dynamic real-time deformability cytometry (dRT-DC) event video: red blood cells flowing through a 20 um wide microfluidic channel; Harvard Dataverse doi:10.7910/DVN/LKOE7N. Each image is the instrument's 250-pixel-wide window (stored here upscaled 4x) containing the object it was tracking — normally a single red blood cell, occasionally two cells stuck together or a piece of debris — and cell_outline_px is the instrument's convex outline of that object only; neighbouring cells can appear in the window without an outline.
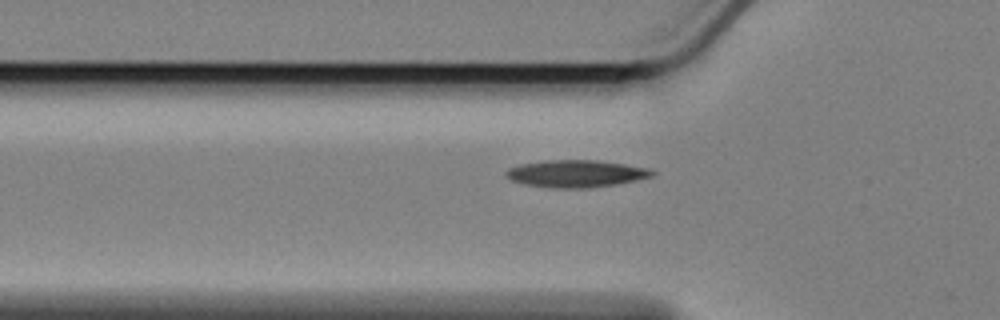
{"species": "Egyptian fruit bat (a non-hibernating species)", "species_latin": "Rousettus aegyptiacus", "temperature_condition": "cold", "stored_images_in_passage": 42, "camera_frame_rate_fps": 3000, "um_per_image_px": 0.085, "animal": {"sex": "female"}, "frame": {"image": 1, "passage_image": 7, "time_ms": 2.0, "image_size_px": [1000, 320], "cell_outline_px": [[656, 172], [652, 176], [636, 180], [616, 184], [588, 188], [552, 188], [524, 184], [512, 180], [504, 176], [504, 172], [508, 168], [520, 164], [544, 160], [596, 160], [652, 168]], "centroid_in_image_um": [48.95, 14.75], "position_along_channel_um": 76.9, "area_um2": 23.35}}
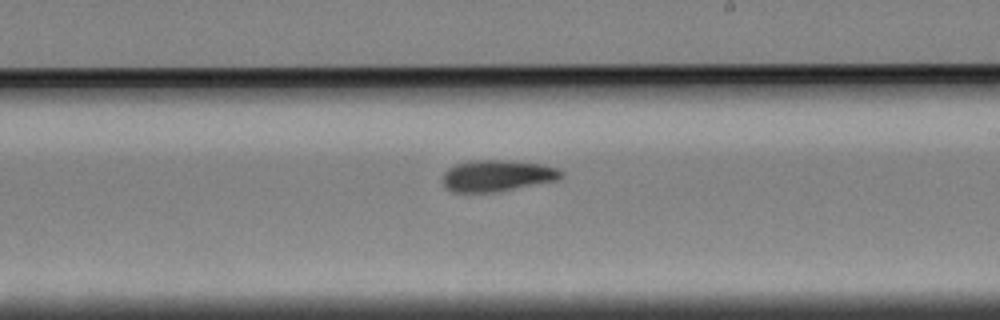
{"frame": {"image": 2, "passage_image": 22, "time_ms": 7.0, "image_size_px": [1000, 320], "cell_outline_px": [[564, 176], [560, 180], [496, 192], [452, 192], [444, 188], [444, 172], [448, 168], [456, 164], [472, 160], [504, 160], [540, 164], [556, 168], [564, 172]], "centroid_in_image_um": [42.28, 14.94], "position_along_channel_um": 246.7, "area_um2": 21.79}}
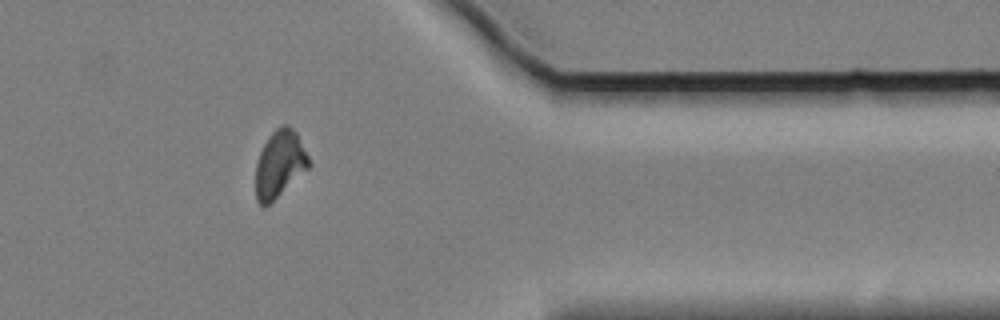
{"frame": {"image": 3, "passage_image": 36, "time_ms": 11.667, "image_size_px": [1000, 320], "cell_outline_px": [[312, 164], [308, 168], [268, 204], [260, 204], [256, 200], [256, 160], [268, 136], [276, 128], [284, 124], [288, 124], [296, 132]], "centroid_in_image_um": [23.76, 13.89], "position_along_channel_um": 387.6, "area_um2": 20.35}}